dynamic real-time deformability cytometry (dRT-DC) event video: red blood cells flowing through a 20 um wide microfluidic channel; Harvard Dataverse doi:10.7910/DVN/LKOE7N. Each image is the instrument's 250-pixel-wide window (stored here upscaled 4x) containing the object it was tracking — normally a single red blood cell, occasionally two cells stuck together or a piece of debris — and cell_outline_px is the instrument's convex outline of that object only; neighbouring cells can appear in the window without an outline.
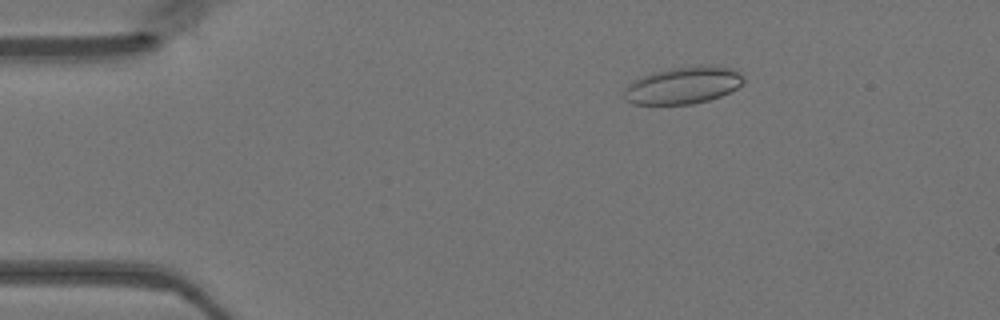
{"species": "Egyptian fruit bat (a non-hibernating species)", "species_latin": "Rousettus aegyptiacus", "temperature_condition": "warm", "stored_images_in_passage": 48, "camera_frame_rate_fps": 3000, "um_per_image_px": 0.085, "animal": {"sex": "female"}, "frame": {"image": 1, "passage_image": 8, "time_ms": 2.333, "image_size_px": [1000, 320], "cell_outline_px": [[744, 84], [720, 96], [708, 100], [692, 104], [632, 104], [624, 100], [624, 92], [628, 84], [652, 72], [672, 68], [732, 68], [740, 72], [744, 76]], "centroid_in_image_um": [58.04, 7.3], "position_along_channel_um": 27.0, "area_um2": 25.03}}
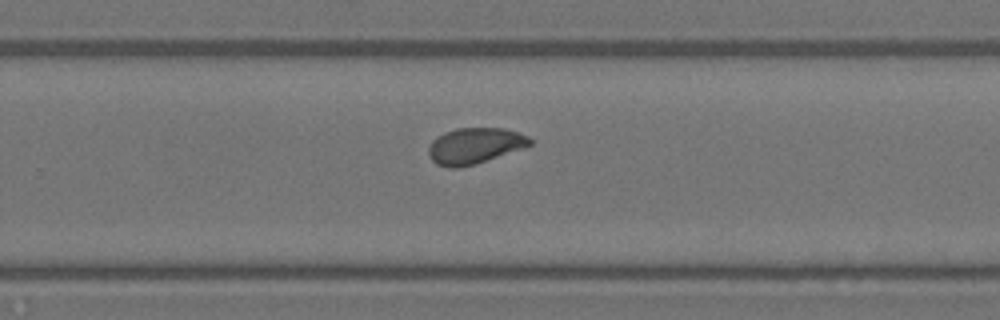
{"frame": {"image": 2, "passage_image": 31, "time_ms": 10.0, "image_size_px": [1000, 320], "cell_outline_px": [[532, 144], [476, 164], [456, 168], [448, 168], [436, 164], [432, 160], [428, 152], [428, 148], [432, 140], [444, 132], [456, 128], [504, 128], [528, 136], [532, 140]], "centroid_in_image_um": [40.31, 12.39], "position_along_channel_um": 289.5, "area_um2": 21.1}}
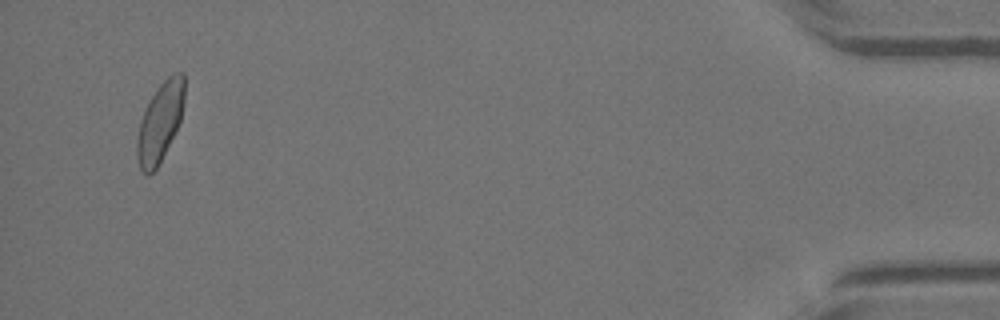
{"frame": {"image": 3, "passage_image": 46, "time_ms": 15.0, "image_size_px": [1000, 320], "cell_outline_px": [[184, 100], [180, 120], [156, 168], [148, 176], [140, 168], [136, 156], [136, 136], [140, 120], [152, 96], [160, 84], [172, 72], [184, 72]], "centroid_in_image_um": [13.58, 10.35], "position_along_channel_um": 421.6, "area_um2": 21.44}}